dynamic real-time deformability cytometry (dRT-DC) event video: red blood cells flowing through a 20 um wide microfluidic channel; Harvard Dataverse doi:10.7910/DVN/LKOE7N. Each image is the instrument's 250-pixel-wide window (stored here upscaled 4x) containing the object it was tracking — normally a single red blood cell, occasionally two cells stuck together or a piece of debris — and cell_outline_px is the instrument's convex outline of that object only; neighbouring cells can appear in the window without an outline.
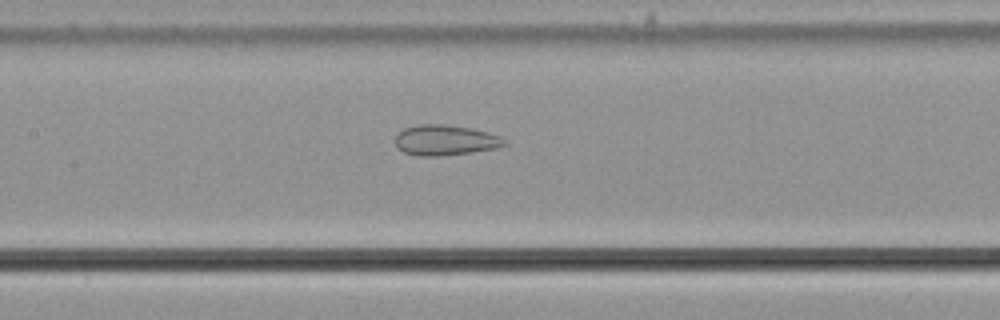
{"species": "common noctule bat (a hibernating species)", "species_latin": "Nyctalus noctula", "temperature_condition": "cold", "stored_images_in_passage": 43, "camera_frame_rate_fps": 3000, "um_per_image_px": 0.085, "animal": {"sex": "male", "body_mass_g": 21.5, "forearm_length_mm": 52.0}, "frame": {"image": 1, "passage_image": 14, "time_ms": 4.333, "image_size_px": [1000, 320], "cell_outline_px": [[508, 144], [496, 148], [472, 152], [440, 156], [420, 156], [404, 152], [396, 148], [396, 136], [404, 128], [420, 124], [444, 124], [468, 128], [488, 132], [500, 136], [508, 140]], "centroid_in_image_um": [37.87, 11.92], "position_along_channel_um": 169.5, "area_um2": 19.36}}
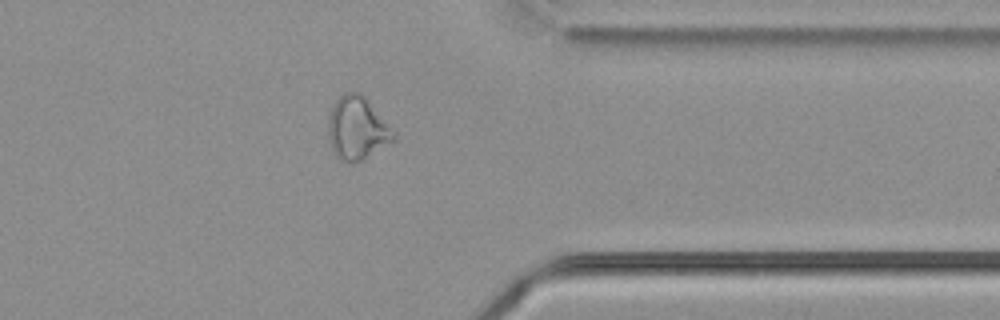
{"frame": {"image": 2, "passage_image": 32, "time_ms": 10.333, "image_size_px": [1000, 320], "cell_outline_px": [[396, 136], [392, 140], [360, 160], [344, 160], [336, 156], [332, 152], [328, 140], [328, 116], [332, 104], [344, 92], [360, 92], [364, 96], [396, 132]], "centroid_in_image_um": [30.31, 10.84], "position_along_channel_um": 381.1, "area_um2": 23.58}}
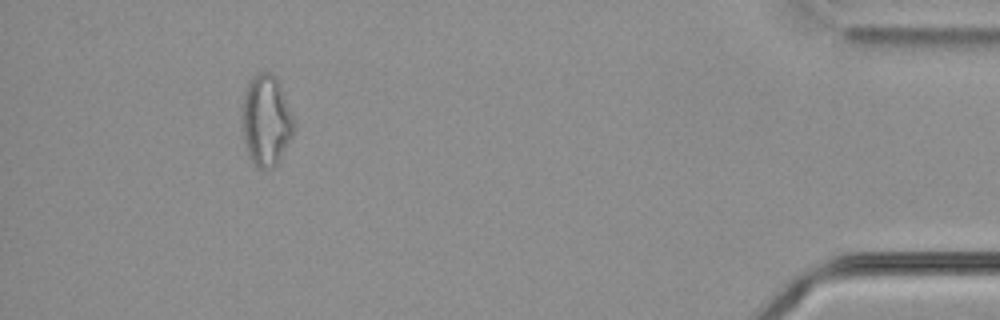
{"frame": {"image": 3, "passage_image": 39, "time_ms": 12.667, "image_size_px": [1000, 320], "cell_outline_px": [[292, 136], [280, 160], [272, 168], [260, 168], [248, 156], [244, 144], [240, 120], [240, 108], [244, 92], [248, 80], [252, 76], [260, 72], [272, 72], [280, 84], [292, 116]], "centroid_in_image_um": [22.55, 10.21], "position_along_channel_um": 412.7, "area_um2": 27.74}, "authors_computed_cell_mechanics": {"area_um2": 21.8484, "velocity_mm_per_s": 3.6678, "shape_relaxation_time_tau1_ms": null, "shape_relaxation_time_tau2_ms": 2.5615, "deformation_change_tau1": null, "deformation_change_tau2": 0.1094}}